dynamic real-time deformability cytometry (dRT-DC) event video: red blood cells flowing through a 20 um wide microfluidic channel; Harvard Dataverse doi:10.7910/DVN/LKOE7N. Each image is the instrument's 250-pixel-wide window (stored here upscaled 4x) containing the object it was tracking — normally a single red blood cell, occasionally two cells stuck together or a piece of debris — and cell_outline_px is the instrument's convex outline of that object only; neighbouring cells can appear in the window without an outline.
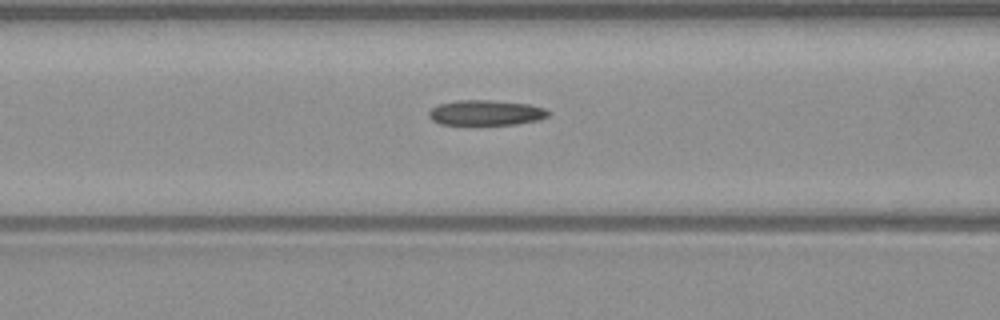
{"species": "common noctule bat (a hibernating species)", "species_latin": "Nyctalus noctula", "temperature_condition": "warm", "stored_images_in_passage": 41, "camera_frame_rate_fps": 3000, "um_per_image_px": 0.085, "animal": {"sex": "male", "body_mass_g": 23.1, "forearm_length_mm": 52.7}, "frame": {"image": 1, "passage_image": 11, "time_ms": 3.333, "image_size_px": [1000, 320], "cell_outline_px": [[552, 112], [548, 116], [540, 120], [516, 124], [440, 124], [432, 120], [428, 116], [428, 112], [432, 108], [440, 104], [456, 100], [492, 100], [528, 104], [544, 108]], "centroid_in_image_um": [41.33, 9.58], "position_along_channel_um": 125.3, "area_um2": 17.57}}
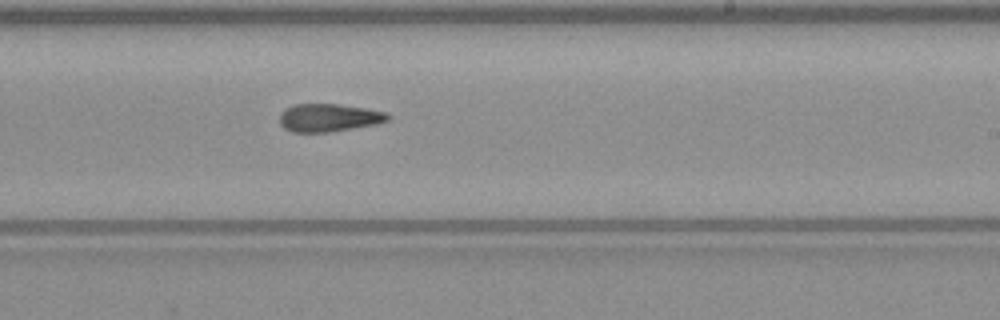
{"frame": {"image": 2, "passage_image": 21, "time_ms": 6.667, "image_size_px": [1000, 320], "cell_outline_px": [[392, 116], [388, 120], [380, 124], [328, 132], [292, 132], [284, 128], [280, 124], [280, 112], [284, 108], [292, 104], [340, 104], [364, 108], [384, 112]], "centroid_in_image_um": [27.94, 10.0], "position_along_channel_um": 261.1, "area_um2": 17.8}}
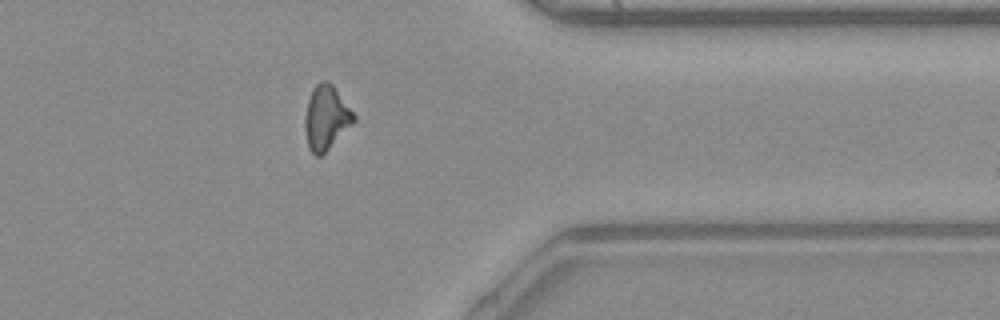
{"frame": {"image": 3, "passage_image": 31, "time_ms": 10.0, "image_size_px": [1000, 320], "cell_outline_px": [[356, 120], [320, 156], [316, 156], [308, 148], [304, 128], [304, 116], [308, 100], [312, 88], [320, 80], [328, 80], [332, 84], [356, 116]], "centroid_in_image_um": [27.69, 9.97], "position_along_channel_um": 383.7, "area_um2": 18.15}, "authors_computed_cell_mechanics": {"area_um2": 17.9758, "velocity_mm_per_s": 4.0692, "shape_relaxation_time_tau1_ms": null, "shape_relaxation_time_tau2_ms": 3.6426, "deformation_change_tau1": null, "deformation_change_tau2": 0.1275}}